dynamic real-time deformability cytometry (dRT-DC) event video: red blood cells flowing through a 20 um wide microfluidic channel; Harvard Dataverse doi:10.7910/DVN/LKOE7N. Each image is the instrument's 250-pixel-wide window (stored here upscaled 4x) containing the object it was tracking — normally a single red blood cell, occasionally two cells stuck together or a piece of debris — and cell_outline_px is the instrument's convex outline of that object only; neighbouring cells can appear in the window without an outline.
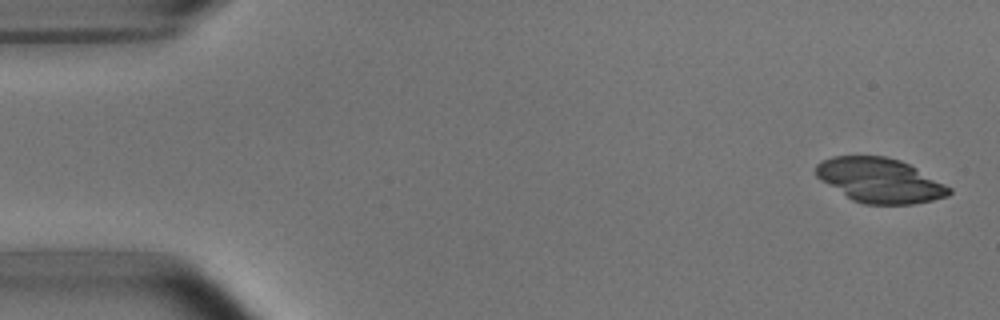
{"species": "common noctule bat (a hibernating species)", "species_latin": "Nyctalus noctula", "temperature_condition": "room temperature", "stored_images_in_passage": 4, "camera_frame_rate_fps": 3000, "um_per_image_px": 0.085, "animal": {"sex": "male", "body_mass_g": 15.6}, "frame": {"image": 1, "passage_image": 1, "time_ms": 0.0, "image_size_px": [1000, 320], "cell_outline_px": [[952, 192], [948, 196], [932, 200], [912, 204], [864, 204], [852, 200], [820, 180], [816, 176], [816, 164], [820, 160], [832, 156], [884, 156], [900, 160], [916, 168], [952, 188]], "centroid_in_image_um": [74.76, 15.33], "position_along_channel_um": 10.2, "area_um2": 34.51}}